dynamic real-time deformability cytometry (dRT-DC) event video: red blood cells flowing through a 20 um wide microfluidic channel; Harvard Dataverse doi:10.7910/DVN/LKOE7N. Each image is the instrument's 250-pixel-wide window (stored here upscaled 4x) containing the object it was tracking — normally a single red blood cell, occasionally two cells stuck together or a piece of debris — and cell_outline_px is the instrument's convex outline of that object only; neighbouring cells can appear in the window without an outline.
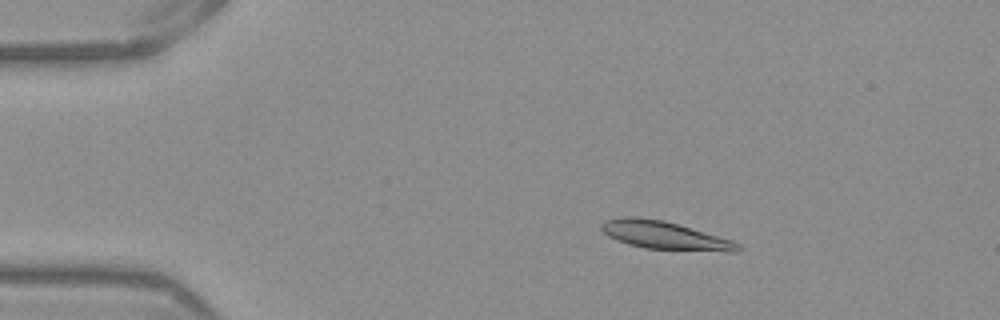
{"species": "Egyptian fruit bat (a non-hibernating species)", "species_latin": "Rousettus aegyptiacus", "temperature_condition": "warm", "stored_images_in_passage": 45, "camera_frame_rate_fps": 3000, "um_per_image_px": 0.085, "frame": {"image": 1, "passage_image": 2, "time_ms": 0.333, "image_size_px": [1000, 320], "cell_outline_px": [[744, 248], [740, 252], [728, 252], [644, 248], [628, 244], [616, 240], [608, 236], [600, 228], [600, 224], [604, 220], [624, 216], [632, 216], [664, 220], [732, 240], [740, 244]], "centroid_in_image_um": [56.51, 20.01], "position_along_channel_um": 28.5, "area_um2": 22.48}}
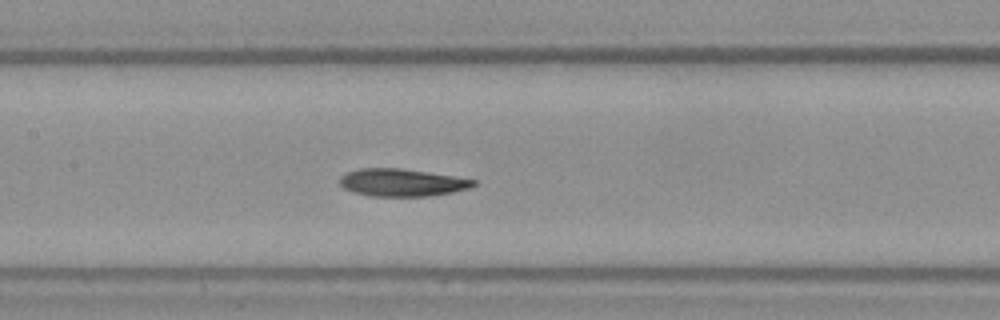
{"frame": {"image": 2, "passage_image": 18, "time_ms": 5.667, "image_size_px": [1000, 320], "cell_outline_px": [[476, 184], [468, 188], [452, 192], [428, 196], [368, 196], [352, 192], [344, 188], [340, 184], [340, 176], [348, 172], [360, 168], [400, 168], [428, 172], [476, 180]], "centroid_in_image_um": [34.12, 15.52], "position_along_channel_um": 173.3, "area_um2": 21.33}}
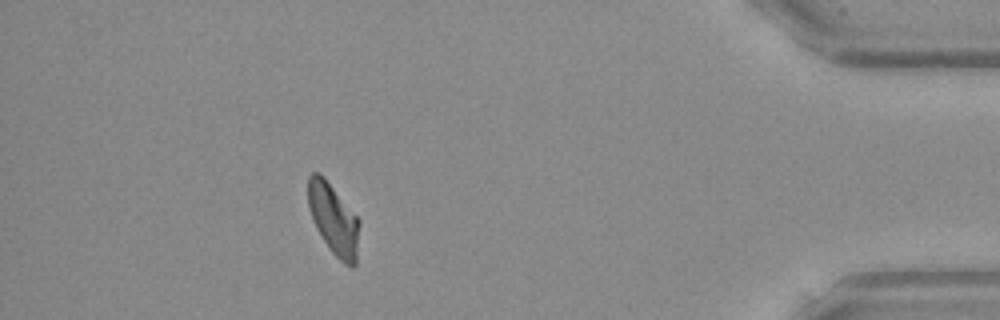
{"frame": {"image": 3, "passage_image": 40, "time_ms": 13.0, "image_size_px": [1000, 320], "cell_outline_px": [[360, 224], [356, 264], [352, 268], [344, 264], [328, 248], [316, 228], [308, 204], [308, 176], [312, 172], [320, 172], [324, 176], [360, 220]], "centroid_in_image_um": [28.36, 18.64], "position_along_channel_um": 406.8, "area_um2": 21.33}, "authors_computed_cell_mechanics": {"area_um2": 22.0218, "velocity_mm_per_s": 3.8805, "shape_relaxation_time_tau1_ms": 5.5787, "shape_relaxation_time_tau2_ms": 7.6214, "deformation_change_tau1": 0.1399, "deformation_change_tau2": 0.1238}}